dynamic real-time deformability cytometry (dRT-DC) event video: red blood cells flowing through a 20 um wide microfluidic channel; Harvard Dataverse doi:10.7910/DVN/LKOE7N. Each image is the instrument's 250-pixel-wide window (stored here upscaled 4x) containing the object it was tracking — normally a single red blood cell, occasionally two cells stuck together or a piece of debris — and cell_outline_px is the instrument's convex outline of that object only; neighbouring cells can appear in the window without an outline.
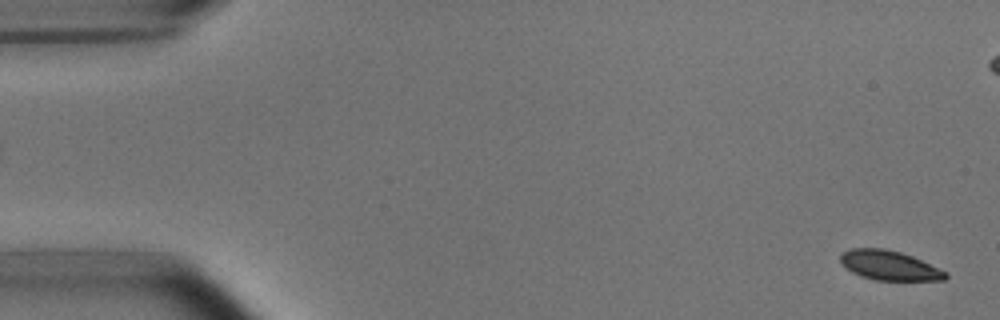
{"species": "common noctule bat (a hibernating species)", "species_latin": "Nyctalus noctula", "temperature_condition": "room temperature", "stored_images_in_passage": 2, "camera_frame_rate_fps": 3000, "um_per_image_px": 0.085, "animal": {"sex": "male", "body_mass_g": 15.6}, "frame": {"image": 1, "passage_image": 2, "time_ms": 1.0, "image_size_px": [1000, 320], "cell_outline_px": [[948, 276], [944, 280], [876, 280], [860, 276], [852, 272], [840, 264], [840, 256], [848, 248], [884, 248], [900, 252], [912, 256], [948, 272]], "centroid_in_image_um": [75.57, 22.56], "position_along_channel_um": 9.4, "area_um2": 18.15}}